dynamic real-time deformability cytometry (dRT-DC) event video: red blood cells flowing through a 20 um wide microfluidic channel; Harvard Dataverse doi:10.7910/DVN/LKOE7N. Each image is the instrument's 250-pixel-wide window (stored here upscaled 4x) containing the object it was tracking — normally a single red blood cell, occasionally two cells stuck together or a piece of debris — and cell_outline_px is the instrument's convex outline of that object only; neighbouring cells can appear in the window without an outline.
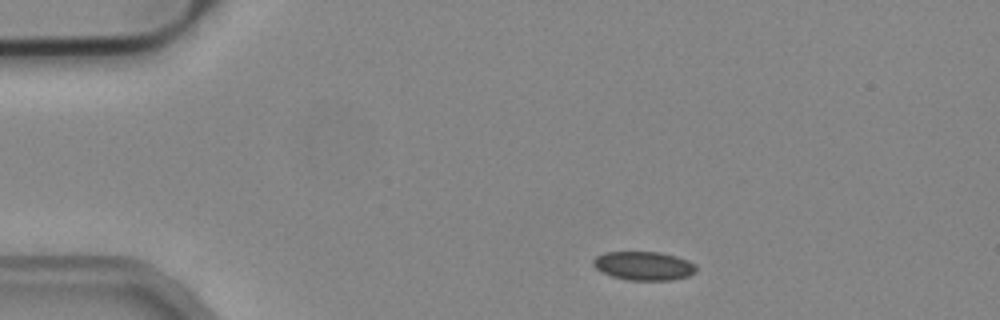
{"species": "common noctule bat (a hibernating species)", "species_latin": "Nyctalus noctula", "temperature_condition": "cold", "stored_images_in_passage": 44, "camera_frame_rate_fps": 3000, "um_per_image_px": 0.085, "animal": {"sex": "male", "body_mass_g": 19.2, "forearm_length_mm": 51.8}, "frame": {"image": 1, "passage_image": 1, "time_ms": 0.0, "image_size_px": [1000, 320], "cell_outline_px": [[696, 272], [688, 276], [672, 280], [628, 280], [612, 276], [596, 268], [592, 264], [592, 260], [596, 256], [604, 252], [660, 252], [676, 256], [688, 260], [696, 264]], "centroid_in_image_um": [54.73, 22.59], "position_along_channel_um": 30.3, "area_um2": 17.28}}
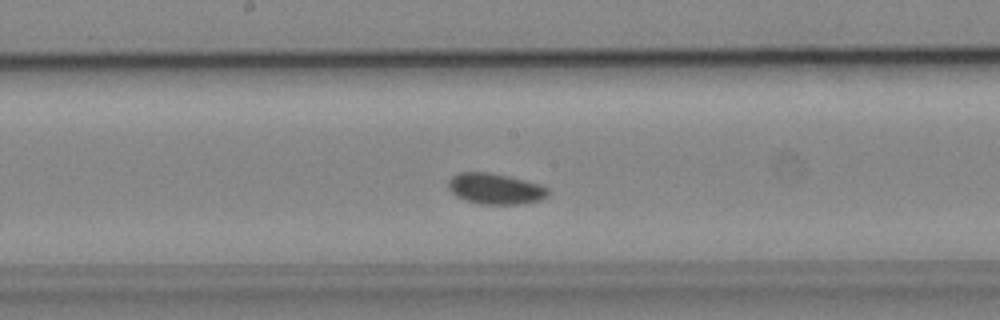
{"frame": {"image": 2, "passage_image": 19, "time_ms": 6.0, "image_size_px": [1000, 320], "cell_outline_px": [[548, 196], [540, 200], [524, 204], [480, 204], [464, 200], [456, 196], [448, 188], [448, 180], [452, 176], [460, 172], [492, 172], [540, 184], [548, 188]], "centroid_in_image_um": [42.09, 16.04], "position_along_channel_um": 206.1, "area_um2": 18.09}}
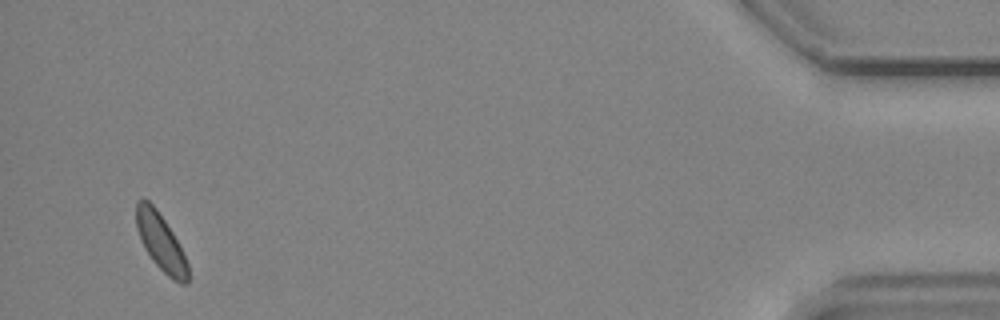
{"frame": {"image": 3, "passage_image": 42, "time_ms": 13.667, "image_size_px": [1000, 320], "cell_outline_px": [[188, 284], [180, 284], [172, 280], [152, 260], [144, 248], [136, 228], [136, 200], [148, 200], [156, 208], [172, 232], [188, 264]], "centroid_in_image_um": [13.65, 20.6], "position_along_channel_um": 421.5, "area_um2": 16.94}}